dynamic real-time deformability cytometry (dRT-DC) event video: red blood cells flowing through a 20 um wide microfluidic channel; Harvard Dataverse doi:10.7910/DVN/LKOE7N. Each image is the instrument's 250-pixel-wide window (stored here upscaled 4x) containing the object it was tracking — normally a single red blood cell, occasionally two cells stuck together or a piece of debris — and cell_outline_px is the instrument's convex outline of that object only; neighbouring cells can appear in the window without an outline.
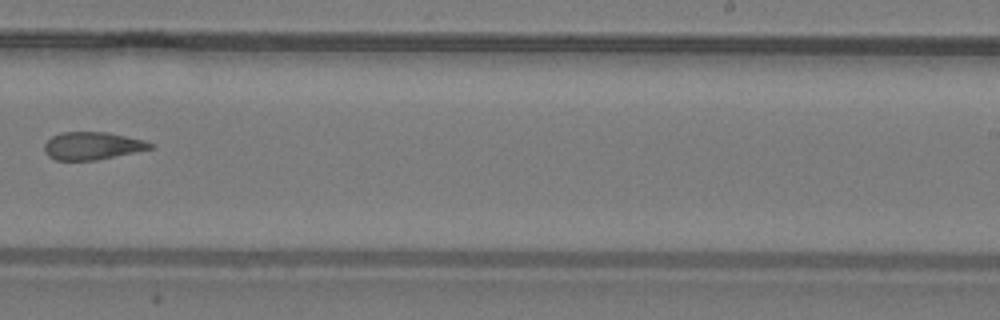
{"species": "common noctule bat (a hibernating species)", "species_latin": "Nyctalus noctula", "temperature_condition": "warm", "stored_images_in_passage": 23, "camera_frame_rate_fps": 3000, "um_per_image_px": 0.085, "animal": {"sex": "male", "body_mass_g": 19.2, "forearm_length_mm": 51.8}, "frame": {"image": 1, "passage_image": 13, "time_ms": 4.0, "image_size_px": [1000, 320], "cell_outline_px": [[156, 148], [96, 160], [56, 160], [48, 156], [44, 152], [44, 144], [52, 136], [60, 132], [108, 132], [144, 140], [156, 144]], "centroid_in_image_um": [7.88, 12.39], "position_along_channel_um": 281.1, "area_um2": 17.28}}